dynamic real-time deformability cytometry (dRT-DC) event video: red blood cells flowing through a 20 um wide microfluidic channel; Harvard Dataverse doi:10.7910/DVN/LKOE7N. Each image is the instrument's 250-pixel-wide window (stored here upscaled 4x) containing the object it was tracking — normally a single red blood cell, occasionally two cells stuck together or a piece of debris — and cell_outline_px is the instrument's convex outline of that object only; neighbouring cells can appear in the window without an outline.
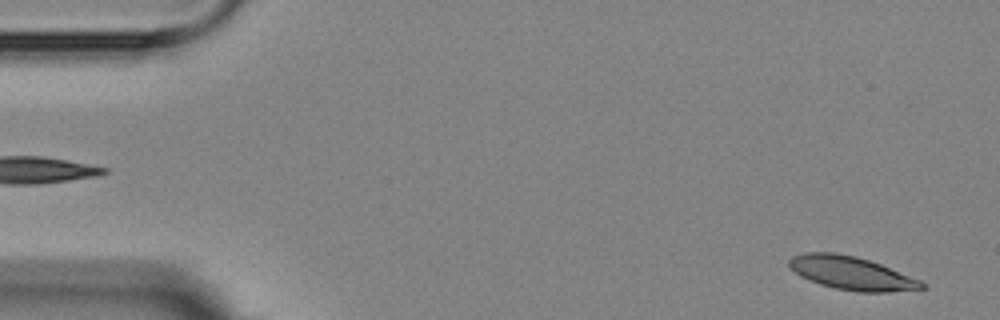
{"species": "Egyptian fruit bat (a non-hibernating species)", "species_latin": "Rousettus aegyptiacus", "temperature_condition": "room temperature", "stored_images_in_passage": 5, "segment_of_instrument_passage": [2, 2], "camera_frame_rate_fps": 3000, "um_per_image_px": 0.085, "animal": {"sex": "female"}, "frame": {"image": 1, "passage_image": 5, "time_ms": 5.333, "image_size_px": [1000, 320], "cell_outline_px": [[924, 288], [888, 292], [856, 292], [836, 288], [820, 284], [808, 280], [800, 276], [788, 268], [788, 260], [792, 256], [804, 252], [836, 252], [856, 256], [880, 264], [920, 280], [924, 284]], "centroid_in_image_um": [72.3, 23.2], "position_along_channel_um": 12.7, "area_um2": 25.72}}